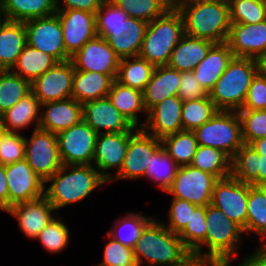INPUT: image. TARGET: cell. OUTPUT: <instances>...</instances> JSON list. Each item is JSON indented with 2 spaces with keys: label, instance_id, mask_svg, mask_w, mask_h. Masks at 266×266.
Segmentation results:
<instances>
[{
  "label": "cell",
  "instance_id": "cell-51",
  "mask_svg": "<svg viewBox=\"0 0 266 266\" xmlns=\"http://www.w3.org/2000/svg\"><path fill=\"white\" fill-rule=\"evenodd\" d=\"M241 110H266V75L260 71L252 79Z\"/></svg>",
  "mask_w": 266,
  "mask_h": 266
},
{
  "label": "cell",
  "instance_id": "cell-60",
  "mask_svg": "<svg viewBox=\"0 0 266 266\" xmlns=\"http://www.w3.org/2000/svg\"><path fill=\"white\" fill-rule=\"evenodd\" d=\"M3 131L4 129H3V124H2L1 115H0V135Z\"/></svg>",
  "mask_w": 266,
  "mask_h": 266
},
{
  "label": "cell",
  "instance_id": "cell-58",
  "mask_svg": "<svg viewBox=\"0 0 266 266\" xmlns=\"http://www.w3.org/2000/svg\"><path fill=\"white\" fill-rule=\"evenodd\" d=\"M258 64H259V71L266 75V51L258 59Z\"/></svg>",
  "mask_w": 266,
  "mask_h": 266
},
{
  "label": "cell",
  "instance_id": "cell-17",
  "mask_svg": "<svg viewBox=\"0 0 266 266\" xmlns=\"http://www.w3.org/2000/svg\"><path fill=\"white\" fill-rule=\"evenodd\" d=\"M74 65L71 60L58 62L31 82V90L40 103L59 101L71 97Z\"/></svg>",
  "mask_w": 266,
  "mask_h": 266
},
{
  "label": "cell",
  "instance_id": "cell-15",
  "mask_svg": "<svg viewBox=\"0 0 266 266\" xmlns=\"http://www.w3.org/2000/svg\"><path fill=\"white\" fill-rule=\"evenodd\" d=\"M71 61L75 70L104 73L116 80L120 58L106 39L96 35L71 57Z\"/></svg>",
  "mask_w": 266,
  "mask_h": 266
},
{
  "label": "cell",
  "instance_id": "cell-4",
  "mask_svg": "<svg viewBox=\"0 0 266 266\" xmlns=\"http://www.w3.org/2000/svg\"><path fill=\"white\" fill-rule=\"evenodd\" d=\"M138 266H177L186 261L192 254L184 246L178 234H174L164 222L153 218L142 229L140 238L134 248Z\"/></svg>",
  "mask_w": 266,
  "mask_h": 266
},
{
  "label": "cell",
  "instance_id": "cell-13",
  "mask_svg": "<svg viewBox=\"0 0 266 266\" xmlns=\"http://www.w3.org/2000/svg\"><path fill=\"white\" fill-rule=\"evenodd\" d=\"M248 195L249 184L229 176L215 183L211 199V204L240 226L244 233L247 223Z\"/></svg>",
  "mask_w": 266,
  "mask_h": 266
},
{
  "label": "cell",
  "instance_id": "cell-2",
  "mask_svg": "<svg viewBox=\"0 0 266 266\" xmlns=\"http://www.w3.org/2000/svg\"><path fill=\"white\" fill-rule=\"evenodd\" d=\"M173 5L182 15L184 34L227 42L231 26L228 0H173Z\"/></svg>",
  "mask_w": 266,
  "mask_h": 266
},
{
  "label": "cell",
  "instance_id": "cell-44",
  "mask_svg": "<svg viewBox=\"0 0 266 266\" xmlns=\"http://www.w3.org/2000/svg\"><path fill=\"white\" fill-rule=\"evenodd\" d=\"M231 23L255 24L266 20V0H228Z\"/></svg>",
  "mask_w": 266,
  "mask_h": 266
},
{
  "label": "cell",
  "instance_id": "cell-52",
  "mask_svg": "<svg viewBox=\"0 0 266 266\" xmlns=\"http://www.w3.org/2000/svg\"><path fill=\"white\" fill-rule=\"evenodd\" d=\"M180 79L177 96L182 101L208 97V92L201 84L198 83L193 71L180 72Z\"/></svg>",
  "mask_w": 266,
  "mask_h": 266
},
{
  "label": "cell",
  "instance_id": "cell-38",
  "mask_svg": "<svg viewBox=\"0 0 266 266\" xmlns=\"http://www.w3.org/2000/svg\"><path fill=\"white\" fill-rule=\"evenodd\" d=\"M161 146L181 167L192 163L198 142L193 131H181L162 138Z\"/></svg>",
  "mask_w": 266,
  "mask_h": 266
},
{
  "label": "cell",
  "instance_id": "cell-56",
  "mask_svg": "<svg viewBox=\"0 0 266 266\" xmlns=\"http://www.w3.org/2000/svg\"><path fill=\"white\" fill-rule=\"evenodd\" d=\"M251 146L262 158H266V137L257 139L248 144Z\"/></svg>",
  "mask_w": 266,
  "mask_h": 266
},
{
  "label": "cell",
  "instance_id": "cell-31",
  "mask_svg": "<svg viewBox=\"0 0 266 266\" xmlns=\"http://www.w3.org/2000/svg\"><path fill=\"white\" fill-rule=\"evenodd\" d=\"M107 97L132 126L137 128L143 127V123H140L138 118V113L142 114L144 112L147 114L143 104L142 91L124 86L114 80Z\"/></svg>",
  "mask_w": 266,
  "mask_h": 266
},
{
  "label": "cell",
  "instance_id": "cell-34",
  "mask_svg": "<svg viewBox=\"0 0 266 266\" xmlns=\"http://www.w3.org/2000/svg\"><path fill=\"white\" fill-rule=\"evenodd\" d=\"M57 63L53 56L26 44L10 71L33 82Z\"/></svg>",
  "mask_w": 266,
  "mask_h": 266
},
{
  "label": "cell",
  "instance_id": "cell-35",
  "mask_svg": "<svg viewBox=\"0 0 266 266\" xmlns=\"http://www.w3.org/2000/svg\"><path fill=\"white\" fill-rule=\"evenodd\" d=\"M155 66L140 56L120 59L116 81L120 84L144 91Z\"/></svg>",
  "mask_w": 266,
  "mask_h": 266
},
{
  "label": "cell",
  "instance_id": "cell-42",
  "mask_svg": "<svg viewBox=\"0 0 266 266\" xmlns=\"http://www.w3.org/2000/svg\"><path fill=\"white\" fill-rule=\"evenodd\" d=\"M126 214V216L115 221L114 227L107 234L121 244L134 248L140 238L142 229L153 217L133 212Z\"/></svg>",
  "mask_w": 266,
  "mask_h": 266
},
{
  "label": "cell",
  "instance_id": "cell-32",
  "mask_svg": "<svg viewBox=\"0 0 266 266\" xmlns=\"http://www.w3.org/2000/svg\"><path fill=\"white\" fill-rule=\"evenodd\" d=\"M26 44L24 22L7 20L0 28V70H10Z\"/></svg>",
  "mask_w": 266,
  "mask_h": 266
},
{
  "label": "cell",
  "instance_id": "cell-55",
  "mask_svg": "<svg viewBox=\"0 0 266 266\" xmlns=\"http://www.w3.org/2000/svg\"><path fill=\"white\" fill-rule=\"evenodd\" d=\"M0 209L8 210V184L5 173V165L0 164Z\"/></svg>",
  "mask_w": 266,
  "mask_h": 266
},
{
  "label": "cell",
  "instance_id": "cell-20",
  "mask_svg": "<svg viewBox=\"0 0 266 266\" xmlns=\"http://www.w3.org/2000/svg\"><path fill=\"white\" fill-rule=\"evenodd\" d=\"M66 53L72 57L96 36L95 14L78 9L57 10Z\"/></svg>",
  "mask_w": 266,
  "mask_h": 266
},
{
  "label": "cell",
  "instance_id": "cell-57",
  "mask_svg": "<svg viewBox=\"0 0 266 266\" xmlns=\"http://www.w3.org/2000/svg\"><path fill=\"white\" fill-rule=\"evenodd\" d=\"M177 266H207L200 259H198L195 255H191L186 261Z\"/></svg>",
  "mask_w": 266,
  "mask_h": 266
},
{
  "label": "cell",
  "instance_id": "cell-19",
  "mask_svg": "<svg viewBox=\"0 0 266 266\" xmlns=\"http://www.w3.org/2000/svg\"><path fill=\"white\" fill-rule=\"evenodd\" d=\"M82 119L97 134L136 132L139 129L132 126V124L114 107L108 97L83 103Z\"/></svg>",
  "mask_w": 266,
  "mask_h": 266
},
{
  "label": "cell",
  "instance_id": "cell-30",
  "mask_svg": "<svg viewBox=\"0 0 266 266\" xmlns=\"http://www.w3.org/2000/svg\"><path fill=\"white\" fill-rule=\"evenodd\" d=\"M113 81L110 75L79 71L74 68L71 98L83 104L107 97Z\"/></svg>",
  "mask_w": 266,
  "mask_h": 266
},
{
  "label": "cell",
  "instance_id": "cell-23",
  "mask_svg": "<svg viewBox=\"0 0 266 266\" xmlns=\"http://www.w3.org/2000/svg\"><path fill=\"white\" fill-rule=\"evenodd\" d=\"M227 43L234 57L258 60L266 51V20L255 24L231 23Z\"/></svg>",
  "mask_w": 266,
  "mask_h": 266
},
{
  "label": "cell",
  "instance_id": "cell-29",
  "mask_svg": "<svg viewBox=\"0 0 266 266\" xmlns=\"http://www.w3.org/2000/svg\"><path fill=\"white\" fill-rule=\"evenodd\" d=\"M41 103L31 91L20 99L10 109L1 114L3 129L6 132L17 133L35 123L37 129L40 123Z\"/></svg>",
  "mask_w": 266,
  "mask_h": 266
},
{
  "label": "cell",
  "instance_id": "cell-1",
  "mask_svg": "<svg viewBox=\"0 0 266 266\" xmlns=\"http://www.w3.org/2000/svg\"><path fill=\"white\" fill-rule=\"evenodd\" d=\"M96 35L106 39L120 58L139 56L147 22L131 18L111 0H104L95 14Z\"/></svg>",
  "mask_w": 266,
  "mask_h": 266
},
{
  "label": "cell",
  "instance_id": "cell-8",
  "mask_svg": "<svg viewBox=\"0 0 266 266\" xmlns=\"http://www.w3.org/2000/svg\"><path fill=\"white\" fill-rule=\"evenodd\" d=\"M193 132L198 145L220 149L230 158L244 145L242 123L237 111H218Z\"/></svg>",
  "mask_w": 266,
  "mask_h": 266
},
{
  "label": "cell",
  "instance_id": "cell-14",
  "mask_svg": "<svg viewBox=\"0 0 266 266\" xmlns=\"http://www.w3.org/2000/svg\"><path fill=\"white\" fill-rule=\"evenodd\" d=\"M161 146V140L139 128L130 138L126 156L120 171L108 182L118 179L145 178V171L150 158Z\"/></svg>",
  "mask_w": 266,
  "mask_h": 266
},
{
  "label": "cell",
  "instance_id": "cell-41",
  "mask_svg": "<svg viewBox=\"0 0 266 266\" xmlns=\"http://www.w3.org/2000/svg\"><path fill=\"white\" fill-rule=\"evenodd\" d=\"M219 110L208 97L182 103L181 119L184 131H194L209 121Z\"/></svg>",
  "mask_w": 266,
  "mask_h": 266
},
{
  "label": "cell",
  "instance_id": "cell-45",
  "mask_svg": "<svg viewBox=\"0 0 266 266\" xmlns=\"http://www.w3.org/2000/svg\"><path fill=\"white\" fill-rule=\"evenodd\" d=\"M69 228L61 217H55L37 236L42 246L50 253H59L69 243Z\"/></svg>",
  "mask_w": 266,
  "mask_h": 266
},
{
  "label": "cell",
  "instance_id": "cell-39",
  "mask_svg": "<svg viewBox=\"0 0 266 266\" xmlns=\"http://www.w3.org/2000/svg\"><path fill=\"white\" fill-rule=\"evenodd\" d=\"M179 167L165 149L160 146L150 158L145 177L157 182L159 188L166 192L171 187Z\"/></svg>",
  "mask_w": 266,
  "mask_h": 266
},
{
  "label": "cell",
  "instance_id": "cell-12",
  "mask_svg": "<svg viewBox=\"0 0 266 266\" xmlns=\"http://www.w3.org/2000/svg\"><path fill=\"white\" fill-rule=\"evenodd\" d=\"M218 179L191 165L181 166L166 193L197 206L211 204L212 192Z\"/></svg>",
  "mask_w": 266,
  "mask_h": 266
},
{
  "label": "cell",
  "instance_id": "cell-26",
  "mask_svg": "<svg viewBox=\"0 0 266 266\" xmlns=\"http://www.w3.org/2000/svg\"><path fill=\"white\" fill-rule=\"evenodd\" d=\"M233 57L227 42L215 43L206 57L194 68L196 80L208 93L225 72Z\"/></svg>",
  "mask_w": 266,
  "mask_h": 266
},
{
  "label": "cell",
  "instance_id": "cell-11",
  "mask_svg": "<svg viewBox=\"0 0 266 266\" xmlns=\"http://www.w3.org/2000/svg\"><path fill=\"white\" fill-rule=\"evenodd\" d=\"M27 44L53 56L58 62L71 60L66 53L62 26L55 13L24 22Z\"/></svg>",
  "mask_w": 266,
  "mask_h": 266
},
{
  "label": "cell",
  "instance_id": "cell-48",
  "mask_svg": "<svg viewBox=\"0 0 266 266\" xmlns=\"http://www.w3.org/2000/svg\"><path fill=\"white\" fill-rule=\"evenodd\" d=\"M25 159V137L19 132L3 131L0 135V164L7 165Z\"/></svg>",
  "mask_w": 266,
  "mask_h": 266
},
{
  "label": "cell",
  "instance_id": "cell-46",
  "mask_svg": "<svg viewBox=\"0 0 266 266\" xmlns=\"http://www.w3.org/2000/svg\"><path fill=\"white\" fill-rule=\"evenodd\" d=\"M206 206H197L186 228L179 234L184 246L192 253L206 238Z\"/></svg>",
  "mask_w": 266,
  "mask_h": 266
},
{
  "label": "cell",
  "instance_id": "cell-3",
  "mask_svg": "<svg viewBox=\"0 0 266 266\" xmlns=\"http://www.w3.org/2000/svg\"><path fill=\"white\" fill-rule=\"evenodd\" d=\"M206 222V238L191 254L207 266H231L241 245L243 229L212 204L206 206Z\"/></svg>",
  "mask_w": 266,
  "mask_h": 266
},
{
  "label": "cell",
  "instance_id": "cell-33",
  "mask_svg": "<svg viewBox=\"0 0 266 266\" xmlns=\"http://www.w3.org/2000/svg\"><path fill=\"white\" fill-rule=\"evenodd\" d=\"M8 21L26 22L56 13V0H0Z\"/></svg>",
  "mask_w": 266,
  "mask_h": 266
},
{
  "label": "cell",
  "instance_id": "cell-22",
  "mask_svg": "<svg viewBox=\"0 0 266 266\" xmlns=\"http://www.w3.org/2000/svg\"><path fill=\"white\" fill-rule=\"evenodd\" d=\"M54 207L47 198L42 197L11 206L6 213L18 219L19 229L30 239H35L40 232L56 217Z\"/></svg>",
  "mask_w": 266,
  "mask_h": 266
},
{
  "label": "cell",
  "instance_id": "cell-49",
  "mask_svg": "<svg viewBox=\"0 0 266 266\" xmlns=\"http://www.w3.org/2000/svg\"><path fill=\"white\" fill-rule=\"evenodd\" d=\"M110 241L104 247L103 261L96 266H138L132 247L121 244L108 234Z\"/></svg>",
  "mask_w": 266,
  "mask_h": 266
},
{
  "label": "cell",
  "instance_id": "cell-16",
  "mask_svg": "<svg viewBox=\"0 0 266 266\" xmlns=\"http://www.w3.org/2000/svg\"><path fill=\"white\" fill-rule=\"evenodd\" d=\"M8 184V209L21 202L44 195V181L33 171L25 159L5 165Z\"/></svg>",
  "mask_w": 266,
  "mask_h": 266
},
{
  "label": "cell",
  "instance_id": "cell-27",
  "mask_svg": "<svg viewBox=\"0 0 266 266\" xmlns=\"http://www.w3.org/2000/svg\"><path fill=\"white\" fill-rule=\"evenodd\" d=\"M180 80V71L168 65L155 66L151 79L143 91L145 110L148 112L165 98L177 96Z\"/></svg>",
  "mask_w": 266,
  "mask_h": 266
},
{
  "label": "cell",
  "instance_id": "cell-9",
  "mask_svg": "<svg viewBox=\"0 0 266 266\" xmlns=\"http://www.w3.org/2000/svg\"><path fill=\"white\" fill-rule=\"evenodd\" d=\"M25 160L44 182L53 176L62 167L57 135L34 128L30 138L25 137Z\"/></svg>",
  "mask_w": 266,
  "mask_h": 266
},
{
  "label": "cell",
  "instance_id": "cell-28",
  "mask_svg": "<svg viewBox=\"0 0 266 266\" xmlns=\"http://www.w3.org/2000/svg\"><path fill=\"white\" fill-rule=\"evenodd\" d=\"M215 43L184 34L172 51L168 66L180 72L193 71Z\"/></svg>",
  "mask_w": 266,
  "mask_h": 266
},
{
  "label": "cell",
  "instance_id": "cell-43",
  "mask_svg": "<svg viewBox=\"0 0 266 266\" xmlns=\"http://www.w3.org/2000/svg\"><path fill=\"white\" fill-rule=\"evenodd\" d=\"M124 10L129 17L143 20L147 23L162 16L173 6V0H111Z\"/></svg>",
  "mask_w": 266,
  "mask_h": 266
},
{
  "label": "cell",
  "instance_id": "cell-6",
  "mask_svg": "<svg viewBox=\"0 0 266 266\" xmlns=\"http://www.w3.org/2000/svg\"><path fill=\"white\" fill-rule=\"evenodd\" d=\"M258 71V60L233 57L208 93L209 98L219 111L238 112L243 107L249 86Z\"/></svg>",
  "mask_w": 266,
  "mask_h": 266
},
{
  "label": "cell",
  "instance_id": "cell-53",
  "mask_svg": "<svg viewBox=\"0 0 266 266\" xmlns=\"http://www.w3.org/2000/svg\"><path fill=\"white\" fill-rule=\"evenodd\" d=\"M103 2L104 0H56V9H78L96 14L97 10L100 8Z\"/></svg>",
  "mask_w": 266,
  "mask_h": 266
},
{
  "label": "cell",
  "instance_id": "cell-40",
  "mask_svg": "<svg viewBox=\"0 0 266 266\" xmlns=\"http://www.w3.org/2000/svg\"><path fill=\"white\" fill-rule=\"evenodd\" d=\"M31 82L10 70H0V115L31 92Z\"/></svg>",
  "mask_w": 266,
  "mask_h": 266
},
{
  "label": "cell",
  "instance_id": "cell-36",
  "mask_svg": "<svg viewBox=\"0 0 266 266\" xmlns=\"http://www.w3.org/2000/svg\"><path fill=\"white\" fill-rule=\"evenodd\" d=\"M245 232L256 233L260 246L266 245V189L263 186L249 184Z\"/></svg>",
  "mask_w": 266,
  "mask_h": 266
},
{
  "label": "cell",
  "instance_id": "cell-18",
  "mask_svg": "<svg viewBox=\"0 0 266 266\" xmlns=\"http://www.w3.org/2000/svg\"><path fill=\"white\" fill-rule=\"evenodd\" d=\"M135 132L97 134L93 156V166L109 182L114 174L109 170L116 168L117 174L124 162L129 138Z\"/></svg>",
  "mask_w": 266,
  "mask_h": 266
},
{
  "label": "cell",
  "instance_id": "cell-47",
  "mask_svg": "<svg viewBox=\"0 0 266 266\" xmlns=\"http://www.w3.org/2000/svg\"><path fill=\"white\" fill-rule=\"evenodd\" d=\"M244 144L266 137V110H239Z\"/></svg>",
  "mask_w": 266,
  "mask_h": 266
},
{
  "label": "cell",
  "instance_id": "cell-50",
  "mask_svg": "<svg viewBox=\"0 0 266 266\" xmlns=\"http://www.w3.org/2000/svg\"><path fill=\"white\" fill-rule=\"evenodd\" d=\"M170 210H168V224L164 225L174 234H180L188 225L191 214L197 205L186 200L172 198Z\"/></svg>",
  "mask_w": 266,
  "mask_h": 266
},
{
  "label": "cell",
  "instance_id": "cell-5",
  "mask_svg": "<svg viewBox=\"0 0 266 266\" xmlns=\"http://www.w3.org/2000/svg\"><path fill=\"white\" fill-rule=\"evenodd\" d=\"M48 182L51 185L46 187ZM106 183L108 181L93 165H62L44 182V196L58 210L82 201Z\"/></svg>",
  "mask_w": 266,
  "mask_h": 266
},
{
  "label": "cell",
  "instance_id": "cell-24",
  "mask_svg": "<svg viewBox=\"0 0 266 266\" xmlns=\"http://www.w3.org/2000/svg\"><path fill=\"white\" fill-rule=\"evenodd\" d=\"M39 127L51 133H59L82 120V103L74 98L41 104Z\"/></svg>",
  "mask_w": 266,
  "mask_h": 266
},
{
  "label": "cell",
  "instance_id": "cell-21",
  "mask_svg": "<svg viewBox=\"0 0 266 266\" xmlns=\"http://www.w3.org/2000/svg\"><path fill=\"white\" fill-rule=\"evenodd\" d=\"M182 103L183 101L178 96L165 98L147 112L142 129L160 140L184 131L181 119Z\"/></svg>",
  "mask_w": 266,
  "mask_h": 266
},
{
  "label": "cell",
  "instance_id": "cell-10",
  "mask_svg": "<svg viewBox=\"0 0 266 266\" xmlns=\"http://www.w3.org/2000/svg\"><path fill=\"white\" fill-rule=\"evenodd\" d=\"M57 135L62 165H92L97 133L82 119Z\"/></svg>",
  "mask_w": 266,
  "mask_h": 266
},
{
  "label": "cell",
  "instance_id": "cell-54",
  "mask_svg": "<svg viewBox=\"0 0 266 266\" xmlns=\"http://www.w3.org/2000/svg\"><path fill=\"white\" fill-rule=\"evenodd\" d=\"M258 246L251 255L244 257L238 266H266V245Z\"/></svg>",
  "mask_w": 266,
  "mask_h": 266
},
{
  "label": "cell",
  "instance_id": "cell-25",
  "mask_svg": "<svg viewBox=\"0 0 266 266\" xmlns=\"http://www.w3.org/2000/svg\"><path fill=\"white\" fill-rule=\"evenodd\" d=\"M230 176L242 183L266 185V158L244 144L231 158Z\"/></svg>",
  "mask_w": 266,
  "mask_h": 266
},
{
  "label": "cell",
  "instance_id": "cell-37",
  "mask_svg": "<svg viewBox=\"0 0 266 266\" xmlns=\"http://www.w3.org/2000/svg\"><path fill=\"white\" fill-rule=\"evenodd\" d=\"M191 166L215 176L218 180L231 174V158L217 148L198 145Z\"/></svg>",
  "mask_w": 266,
  "mask_h": 266
},
{
  "label": "cell",
  "instance_id": "cell-59",
  "mask_svg": "<svg viewBox=\"0 0 266 266\" xmlns=\"http://www.w3.org/2000/svg\"><path fill=\"white\" fill-rule=\"evenodd\" d=\"M7 21L6 15L3 12V10L1 9L0 6V28L4 25V23Z\"/></svg>",
  "mask_w": 266,
  "mask_h": 266
},
{
  "label": "cell",
  "instance_id": "cell-7",
  "mask_svg": "<svg viewBox=\"0 0 266 266\" xmlns=\"http://www.w3.org/2000/svg\"><path fill=\"white\" fill-rule=\"evenodd\" d=\"M183 35V18L173 5L147 24L139 56L154 66L168 65L172 51Z\"/></svg>",
  "mask_w": 266,
  "mask_h": 266
}]
</instances>
